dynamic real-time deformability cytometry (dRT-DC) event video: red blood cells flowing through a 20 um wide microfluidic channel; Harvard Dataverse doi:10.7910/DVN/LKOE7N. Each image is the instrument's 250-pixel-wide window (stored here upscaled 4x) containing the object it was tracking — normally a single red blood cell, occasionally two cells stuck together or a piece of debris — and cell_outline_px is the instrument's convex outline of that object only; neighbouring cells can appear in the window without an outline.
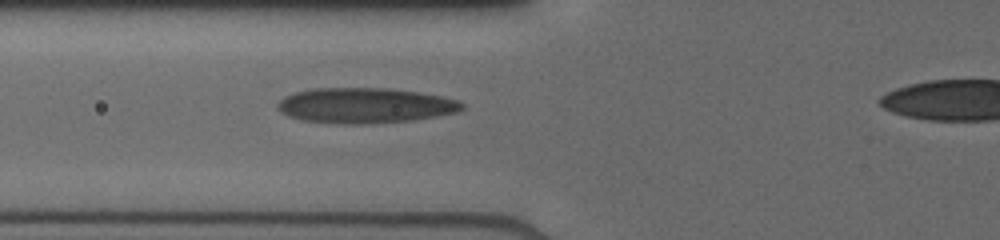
{"species": "human", "species_latin": "Homo sapiens", "temperature_condition": "cold", "stored_images_in_passage": 10, "segment_of_instrument_passage": [1, 2], "camera_frame_rate_fps": 3000, "um_per_image_px": 0.085, "donor": {"sex": "male"}, "frame": {"image": 1, "passage_image": 9, "time_ms": 3.0, "image_size_px": [1000, 240], "cell_outline_px": [[464, 108], [460, 112], [412, 120], [364, 124], [336, 124], [304, 120], [288, 116], [280, 112], [276, 104], [284, 96], [296, 92], [312, 88], [384, 88], [416, 92], [440, 96], [456, 100], [464, 104]], "centroid_in_image_um": [31.0, 8.97], "position_along_channel_um": 94.8, "area_um2": 37.92}}